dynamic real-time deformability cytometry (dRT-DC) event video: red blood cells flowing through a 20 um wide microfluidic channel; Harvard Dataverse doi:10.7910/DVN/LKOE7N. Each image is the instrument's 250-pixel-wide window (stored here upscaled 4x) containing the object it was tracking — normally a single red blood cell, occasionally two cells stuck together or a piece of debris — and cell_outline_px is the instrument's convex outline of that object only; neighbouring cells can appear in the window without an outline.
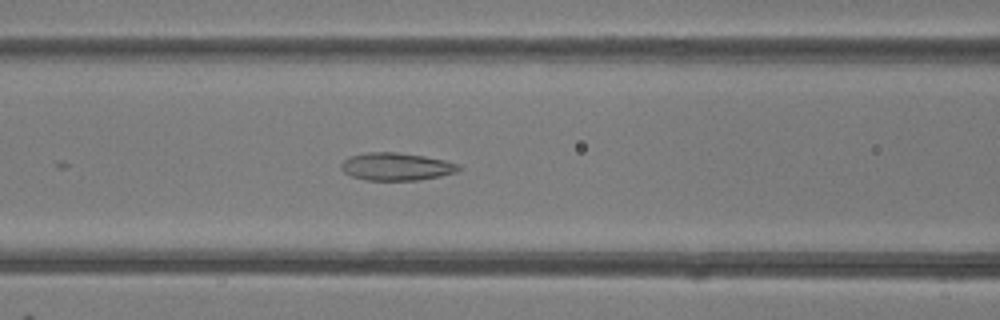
{"species": "common noctule bat (a hibernating species)", "species_latin": "Nyctalus noctula", "temperature_condition": "room temperature", "stored_images_in_passage": 18, "camera_frame_rate_fps": 3000, "um_per_image_px": 0.085, "animal": {"sex": "female"}, "frame": {"image": 1, "passage_image": 10, "time_ms": 3.0, "image_size_px": [1000, 320], "cell_outline_px": [[460, 168], [456, 172], [440, 176], [416, 180], [364, 180], [352, 176], [344, 172], [340, 168], [340, 164], [348, 156], [368, 152], [396, 152], [424, 156], [444, 160], [460, 164]], "centroid_in_image_um": [33.65, 14.15], "position_along_channel_um": 132.9, "area_um2": 18.96}}
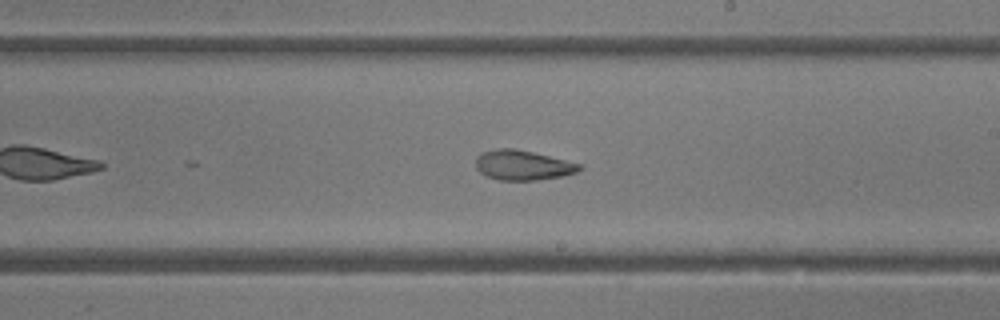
{"frame": {"image": 2, "passage_image": 18, "time_ms": 5.667, "image_size_px": [1000, 320], "cell_outline_px": [[584, 168], [576, 172], [564, 176], [536, 180], [500, 180], [484, 176], [476, 168], [476, 156], [480, 152], [500, 148], [512, 148], [532, 152], [580, 164]], "centroid_in_image_um": [44.4, 14.05], "position_along_channel_um": 244.6, "area_um2": 18.03}}